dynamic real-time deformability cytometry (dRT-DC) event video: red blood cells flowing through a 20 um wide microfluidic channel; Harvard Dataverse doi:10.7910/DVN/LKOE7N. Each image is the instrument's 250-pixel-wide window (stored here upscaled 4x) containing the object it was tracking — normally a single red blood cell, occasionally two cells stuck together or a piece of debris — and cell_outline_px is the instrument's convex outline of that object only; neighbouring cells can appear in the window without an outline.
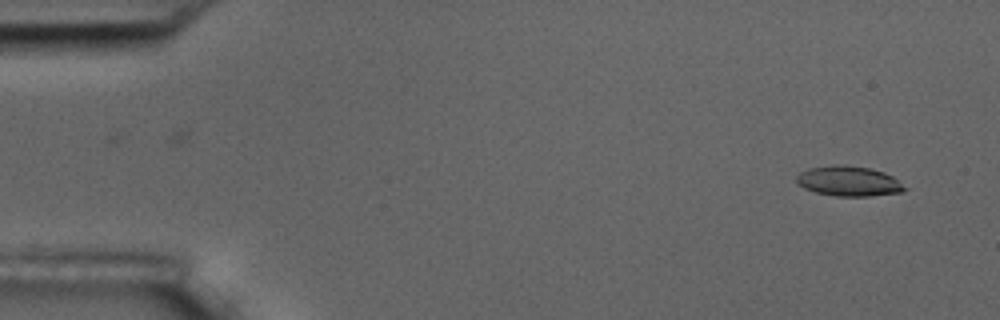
{"species": "common noctule bat (a hibernating species)", "species_latin": "Nyctalus noctula", "temperature_condition": "room temperature", "stored_images_in_passage": 2, "camera_frame_rate_fps": 3000, "um_per_image_px": 0.085, "animal": {"sex": "male", "body_mass_g": 17.5, "forearm_length_mm": 52.3}, "frame": {"image": 1, "passage_image": 2, "time_ms": 2.0, "image_size_px": [1000, 320], "cell_outline_px": [[908, 188], [904, 192], [868, 196], [836, 196], [816, 192], [804, 188], [796, 184], [796, 176], [800, 172], [808, 168], [832, 164], [844, 164], [868, 168], [884, 172], [892, 176]], "centroid_in_image_um": [72.12, 15.39], "position_along_channel_um": 12.9, "area_um2": 19.13}}